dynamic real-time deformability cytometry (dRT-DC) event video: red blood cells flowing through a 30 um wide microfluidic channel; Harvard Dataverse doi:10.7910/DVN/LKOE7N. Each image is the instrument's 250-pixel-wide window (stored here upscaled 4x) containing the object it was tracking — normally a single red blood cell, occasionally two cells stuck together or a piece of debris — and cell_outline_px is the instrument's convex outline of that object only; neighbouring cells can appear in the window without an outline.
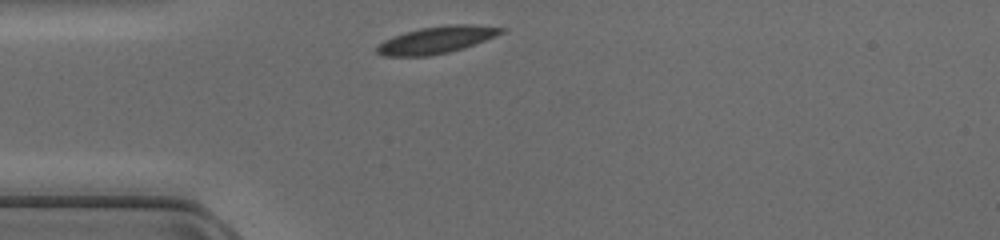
{"species": "common noctule bat (a hibernating species)", "species_latin": "Nyctalus noctula", "temperature_condition": "cold", "stored_images_in_passage": 28, "camera_frame_rate_fps": 3000, "um_per_image_px": 0.085, "animal": {"sex": "female", "body_mass_g": 17.0, "forearm_length_mm": 48.0}, "frame": {"image": 1, "passage_image": 1, "time_ms": 0.0, "image_size_px": [1000, 240], "cell_outline_px": [[508, 28], [504, 32], [496, 36], [464, 48], [448, 52], [428, 56], [384, 56], [376, 52], [376, 48], [384, 40], [404, 32], [420, 28], [448, 24], [468, 24]], "centroid_in_image_um": [37.13, 3.38], "position_along_channel_um": 47.9, "area_um2": 19.59}}
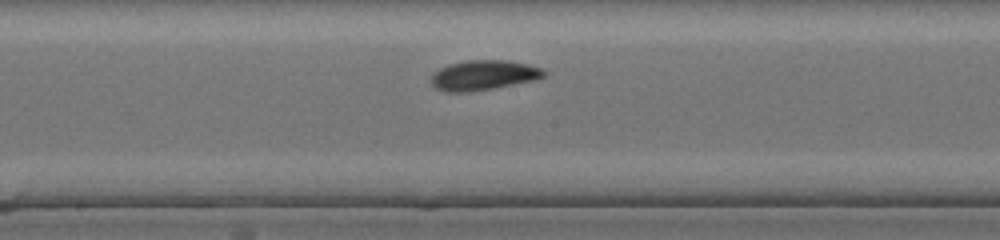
{"frame": {"image": 2, "passage_image": 13, "time_ms": 4.0, "image_size_px": [1000, 240], "cell_outline_px": [[544, 76], [532, 80], [492, 88], [468, 92], [444, 92], [436, 88], [432, 84], [432, 76], [440, 68], [448, 64], [468, 60], [508, 60], [528, 64], [540, 68], [544, 72]], "centroid_in_image_um": [41.06, 6.38], "position_along_channel_um": 207.1, "area_um2": 19.31}}
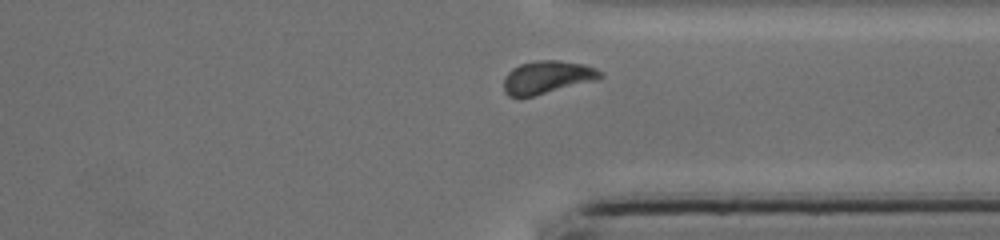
{"frame": {"image": 3, "passage_image": 24, "time_ms": 7.667, "image_size_px": [1000, 240], "cell_outline_px": [[604, 76], [596, 80], [536, 96], [520, 100], [508, 96], [504, 92], [504, 76], [512, 68], [520, 64], [536, 60], [560, 60], [584, 64], [596, 68], [604, 72]], "centroid_in_image_um": [46.49, 6.59], "position_along_channel_um": 364.9, "area_um2": 19.13}}